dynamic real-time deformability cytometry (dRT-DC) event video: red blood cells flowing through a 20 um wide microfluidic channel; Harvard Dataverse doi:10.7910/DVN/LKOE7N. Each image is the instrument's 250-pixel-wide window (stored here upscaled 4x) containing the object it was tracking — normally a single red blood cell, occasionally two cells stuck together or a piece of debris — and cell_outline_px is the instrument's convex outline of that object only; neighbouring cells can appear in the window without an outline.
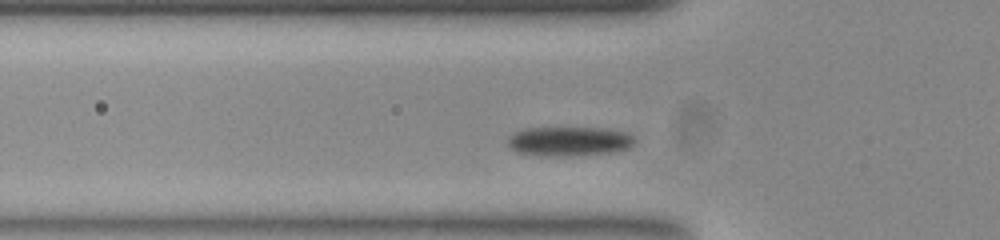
{"species": "common noctule bat (a hibernating species)", "species_latin": "Nyctalus noctula", "temperature_condition": "room temperature", "stored_images_in_passage": 36, "camera_frame_rate_fps": 3000, "um_per_image_px": 0.085, "animal": {"sex": "female", "body_mass_g": 23.0, "forearm_length_mm": 53.4}, "frame": {"image": 1, "passage_image": 7, "time_ms": 2.0, "image_size_px": [1000, 240], "cell_outline_px": [[636, 140], [628, 148], [616, 152], [568, 156], [540, 156], [516, 152], [508, 144], [508, 140], [516, 132], [524, 128], [600, 128], [624, 132], [632, 136]], "centroid_in_image_um": [48.38, 12.02], "position_along_channel_um": 77.4, "area_um2": 21.62}}
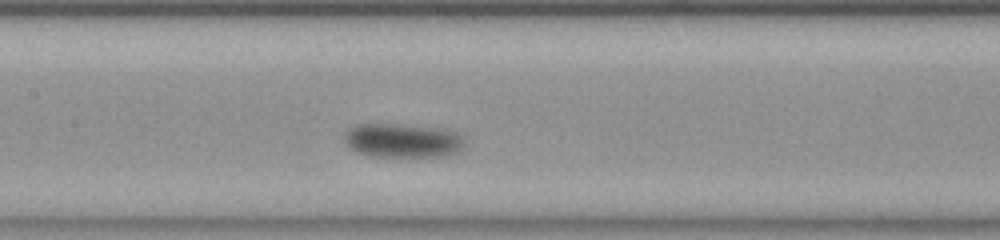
{"frame": {"image": 2, "passage_image": 15, "time_ms": 4.667, "image_size_px": [1000, 240], "cell_outline_px": [[460, 148], [456, 152], [448, 156], [372, 156], [356, 152], [344, 140], [344, 136], [352, 128], [360, 124], [388, 124], [420, 128], [448, 132], [456, 136], [460, 140]], "centroid_in_image_um": [34.07, 11.99], "position_along_channel_um": 173.3, "area_um2": 22.2}}
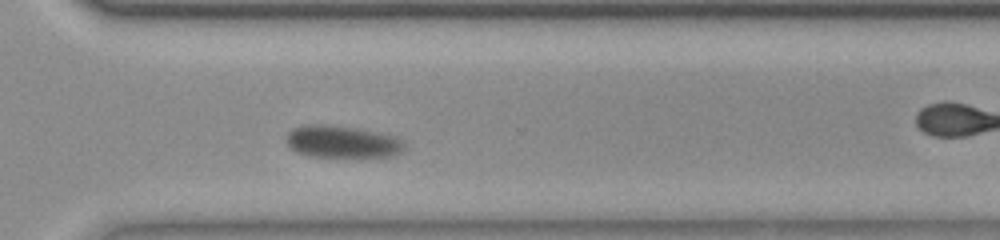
{"frame": {"image": 3, "passage_image": 29, "time_ms": 9.333, "image_size_px": [1000, 240], "cell_outline_px": [[404, 148], [400, 152], [392, 156], [312, 156], [300, 152], [292, 148], [288, 144], [288, 132], [292, 128], [308, 124], [312, 124], [356, 128], [376, 132], [392, 136], [400, 140], [404, 144]], "centroid_in_image_um": [29.08, 12.04], "position_along_channel_um": 341.5, "area_um2": 21.33}, "authors_computed_cell_mechanics": {"area_um2": 22.2241, "velocity_mm_per_s": 3.6037, "shape_relaxation_time_tau1_ms": 3.412, "shape_relaxation_time_tau2_ms": null, "deformation_change_tau1": 0.1068, "deformation_change_tau2": null}}